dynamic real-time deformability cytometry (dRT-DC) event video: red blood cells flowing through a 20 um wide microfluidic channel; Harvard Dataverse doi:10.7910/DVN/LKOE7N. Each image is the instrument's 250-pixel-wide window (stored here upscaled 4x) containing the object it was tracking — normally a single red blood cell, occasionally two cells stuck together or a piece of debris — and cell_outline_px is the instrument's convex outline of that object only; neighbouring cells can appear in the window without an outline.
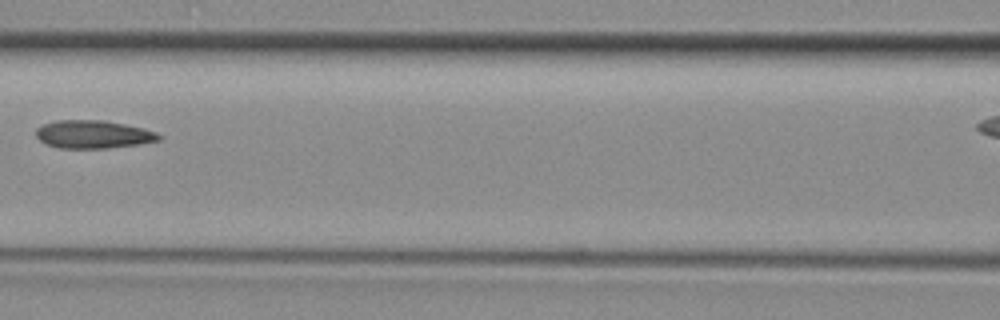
{"species": "common noctule bat (a hibernating species)", "species_latin": "Nyctalus noctula", "temperature_condition": "room temperature", "stored_images_in_passage": 5, "segment_of_instrument_passage": [1, 2], "camera_frame_rate_fps": 3000, "um_per_image_px": 0.085, "animal": {"sex": "female", "body_mass_g": 29.2, "forearm_length_mm": 56.3}, "frame": {"image": 1, "passage_image": 3, "time_ms": 0.667, "image_size_px": [1000, 320], "cell_outline_px": [[160, 140], [140, 144], [108, 148], [60, 148], [48, 144], [40, 140], [36, 136], [36, 128], [44, 124], [56, 120], [104, 120], [144, 128], [156, 132], [160, 136]], "centroid_in_image_um": [7.93, 11.41], "position_along_channel_um": 158.7, "area_um2": 20.0}}
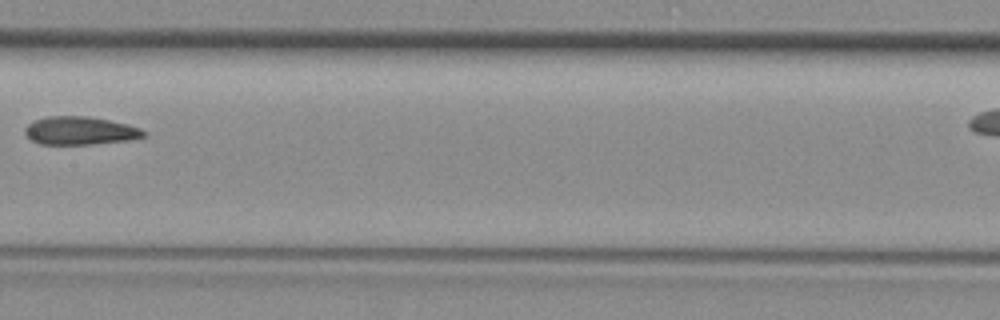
{"frame": {"image": 2, "passage_image": 4, "time_ms": 1.0, "image_size_px": [1000, 320], "cell_outline_px": [[148, 136], [128, 140], [92, 144], [40, 144], [32, 140], [24, 132], [24, 128], [32, 120], [48, 116], [88, 116], [128, 124], [140, 128], [148, 132]], "centroid_in_image_um": [6.82, 11.1], "position_along_channel_um": 200.6, "area_um2": 19.59}}